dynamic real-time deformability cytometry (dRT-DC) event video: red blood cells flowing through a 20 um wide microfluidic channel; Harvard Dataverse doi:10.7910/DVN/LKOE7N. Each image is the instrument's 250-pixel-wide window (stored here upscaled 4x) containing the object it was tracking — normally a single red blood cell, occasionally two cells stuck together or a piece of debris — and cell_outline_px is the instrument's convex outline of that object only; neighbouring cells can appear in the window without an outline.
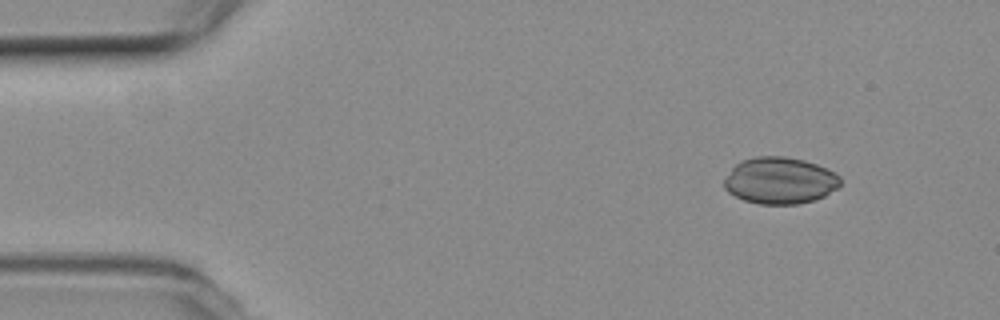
{"species": "common noctule bat (a hibernating species)", "species_latin": "Nyctalus noctula", "temperature_condition": "room temperature", "stored_images_in_passage": 49, "camera_frame_rate_fps": 3000, "um_per_image_px": 0.085, "animal": {"sex": "female", "body_mass_g": 19.3, "forearm_length_mm": 54.1}, "frame": {"image": 1, "passage_image": 1, "time_ms": 0.0, "image_size_px": [1000, 320], "cell_outline_px": [[840, 184], [836, 188], [824, 196], [816, 200], [800, 204], [760, 204], [744, 200], [728, 192], [724, 188], [724, 180], [732, 168], [736, 164], [744, 160], [756, 156], [784, 156], [804, 160], [816, 164], [840, 176]], "centroid_in_image_um": [66.28, 15.36], "position_along_channel_um": 18.7, "area_um2": 31.44}}
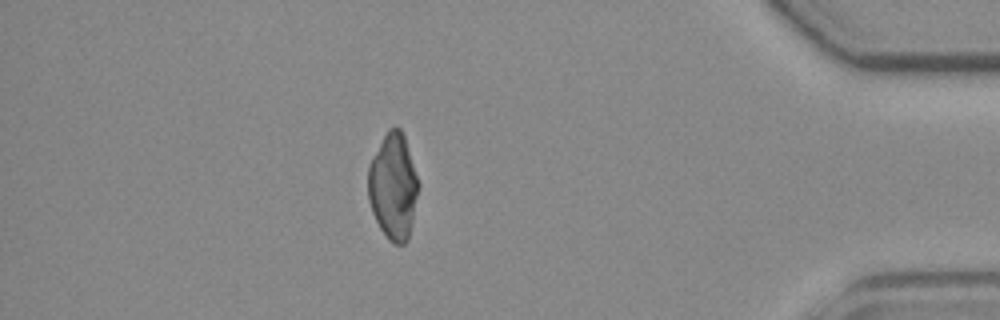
{"frame": {"image": 2, "passage_image": 42, "time_ms": 13.667, "image_size_px": [1000, 320], "cell_outline_px": [[420, 184], [408, 240], [404, 244], [392, 244], [388, 240], [380, 228], [372, 212], [368, 200], [368, 168], [372, 156], [388, 128], [400, 128], [404, 136]], "centroid_in_image_um": [33.42, 15.87], "position_along_channel_um": 401.8, "area_um2": 31.21}}